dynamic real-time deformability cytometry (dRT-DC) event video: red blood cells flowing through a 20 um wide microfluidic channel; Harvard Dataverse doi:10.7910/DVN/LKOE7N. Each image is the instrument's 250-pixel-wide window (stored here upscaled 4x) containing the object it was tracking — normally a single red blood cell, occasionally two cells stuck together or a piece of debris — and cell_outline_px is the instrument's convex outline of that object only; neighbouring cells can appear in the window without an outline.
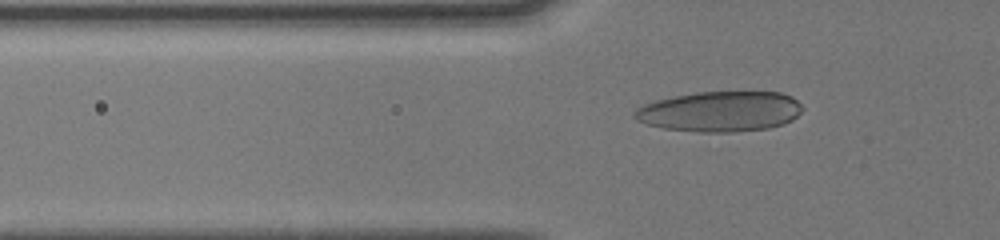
{"species": "human", "species_latin": "Homo sapiens", "temperature_condition": "cold", "stored_images_in_passage": 48, "camera_frame_rate_fps": 3000, "um_per_image_px": 0.085, "donor": {"sex": "male"}, "frame": {"image": 1, "passage_image": 15, "time_ms": 4.667, "image_size_px": [1000, 240], "cell_outline_px": [[804, 108], [792, 120], [784, 124], [768, 128], [732, 132], [696, 132], [664, 128], [648, 124], [636, 120], [632, 116], [632, 112], [636, 108], [644, 104], [656, 100], [696, 92], [780, 92], [792, 96]], "centroid_in_image_um": [61.2, 9.48], "position_along_channel_um": 64.6, "area_um2": 39.54}}
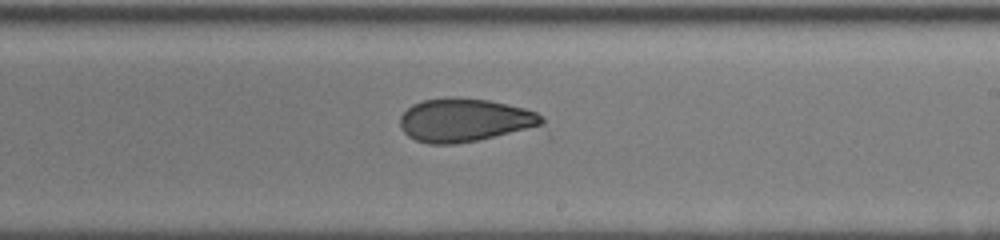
{"frame": {"image": 2, "passage_image": 29, "time_ms": 9.333, "image_size_px": [1000, 240], "cell_outline_px": [[544, 128], [456, 144], [428, 144], [416, 140], [408, 136], [400, 128], [400, 116], [412, 104], [424, 100], [456, 96], [488, 100], [524, 108], [536, 112], [544, 116]], "centroid_in_image_um": [39.58, 10.22], "position_along_channel_um": 249.4, "area_um2": 36.65}}
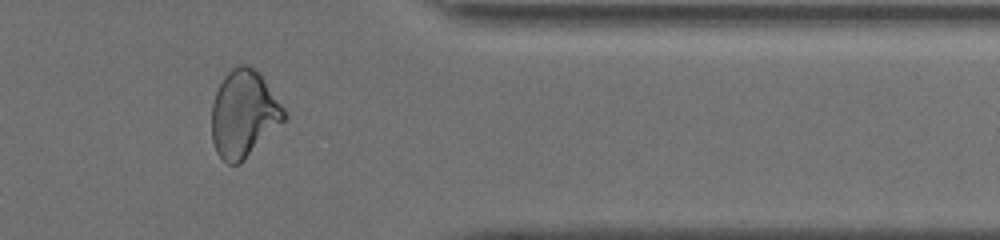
{"frame": {"image": 3, "passage_image": 40, "time_ms": 13.0, "image_size_px": [1000, 240], "cell_outline_px": [[288, 116], [240, 164], [228, 164], [216, 152], [212, 140], [212, 104], [216, 92], [224, 76], [232, 68], [240, 64], [248, 64], [260, 72], [284, 108]], "centroid_in_image_um": [20.72, 9.66], "position_along_channel_um": 390.7, "area_um2": 36.59}, "authors_computed_cell_mechanics": {"area_um2": 37.1654, "velocity_mm_per_s": 4.1184, "shape_relaxation_time_tau1_ms": null, "shape_relaxation_time_tau2_ms": 2.1154, "deformation_change_tau1": null, "deformation_change_tau2": 0.0818}}